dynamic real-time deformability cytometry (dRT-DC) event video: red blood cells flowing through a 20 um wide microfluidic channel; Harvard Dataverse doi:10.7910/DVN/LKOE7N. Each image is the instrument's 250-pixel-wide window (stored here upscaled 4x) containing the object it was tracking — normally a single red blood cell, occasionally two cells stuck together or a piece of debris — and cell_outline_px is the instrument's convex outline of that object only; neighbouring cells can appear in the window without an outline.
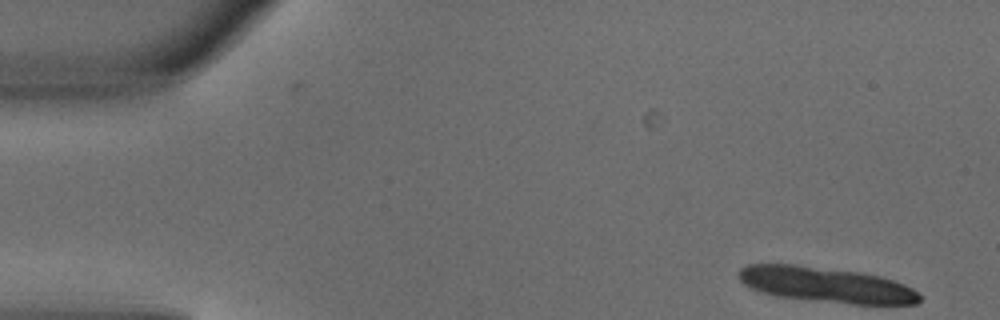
{"species": "common noctule bat (a hibernating species)", "species_latin": "Nyctalus noctula", "temperature_condition": "warm", "stored_images_in_passage": 5, "camera_frame_rate_fps": 3000, "um_per_image_px": 0.085, "animal": {"sex": "male", "body_mass_g": 18.8}, "frame": {"image": 1, "passage_image": 1, "time_ms": 0.0, "image_size_px": [1000, 320], "cell_outline_px": [[920, 300], [916, 304], [852, 304], [776, 296], [752, 288], [744, 284], [740, 280], [736, 272], [740, 268], [748, 264], [792, 264], [860, 272], [880, 276], [904, 284], [912, 288], [920, 296]], "centroid_in_image_um": [70.2, 24.2], "position_along_channel_um": 14.8, "area_um2": 36.99}}